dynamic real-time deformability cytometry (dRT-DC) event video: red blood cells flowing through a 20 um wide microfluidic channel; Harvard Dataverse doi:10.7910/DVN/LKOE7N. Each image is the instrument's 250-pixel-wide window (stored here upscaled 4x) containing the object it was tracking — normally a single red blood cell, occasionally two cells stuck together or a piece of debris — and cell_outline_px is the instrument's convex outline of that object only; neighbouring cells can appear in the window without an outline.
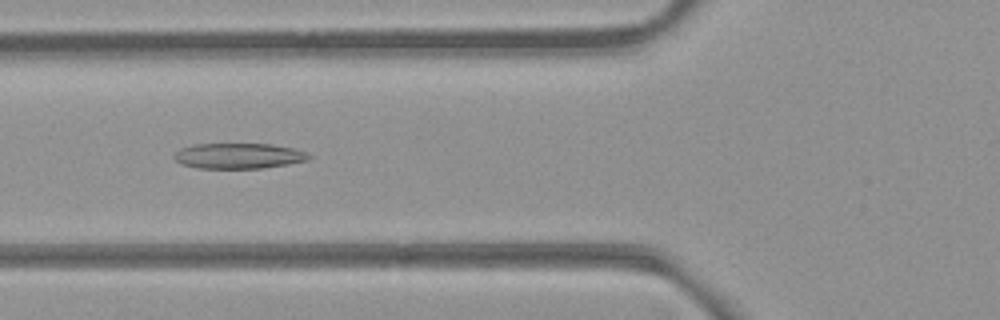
{"species": "common noctule bat (a hibernating species)", "species_latin": "Nyctalus noctula", "temperature_condition": "room temperature", "stored_images_in_passage": 36, "camera_frame_rate_fps": 3000, "um_per_image_px": 0.085, "animal": {"sex": "female", "body_mass_g": 21.9}, "frame": {"image": 1, "passage_image": 5, "time_ms": 1.333, "image_size_px": [1000, 320], "cell_outline_px": [[312, 156], [308, 160], [288, 164], [264, 168], [196, 168], [180, 164], [172, 156], [180, 148], [192, 144], [272, 144], [292, 148], [304, 152]], "centroid_in_image_um": [20.24, 13.25], "position_along_channel_um": 105.6, "area_um2": 20.06}}
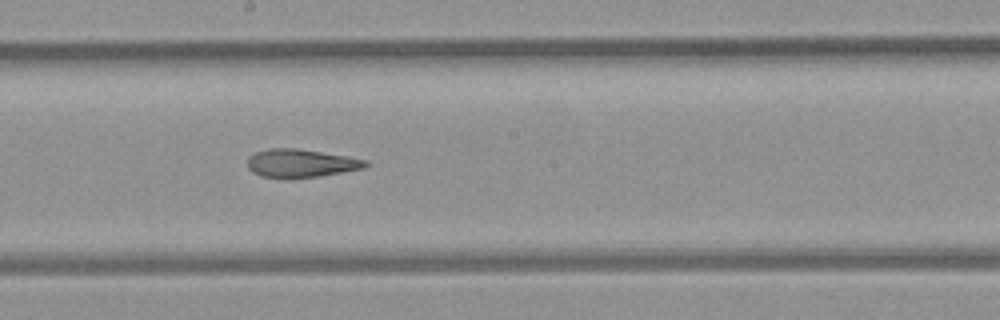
{"frame": {"image": 2, "passage_image": 14, "time_ms": 4.333, "image_size_px": [1000, 320], "cell_outline_px": [[368, 164], [364, 168], [316, 176], [260, 176], [252, 172], [248, 168], [248, 156], [256, 152], [268, 148], [296, 148], [348, 156], [368, 160]], "centroid_in_image_um": [25.57, 13.83], "position_along_channel_um": 222.6, "area_um2": 18.84}}
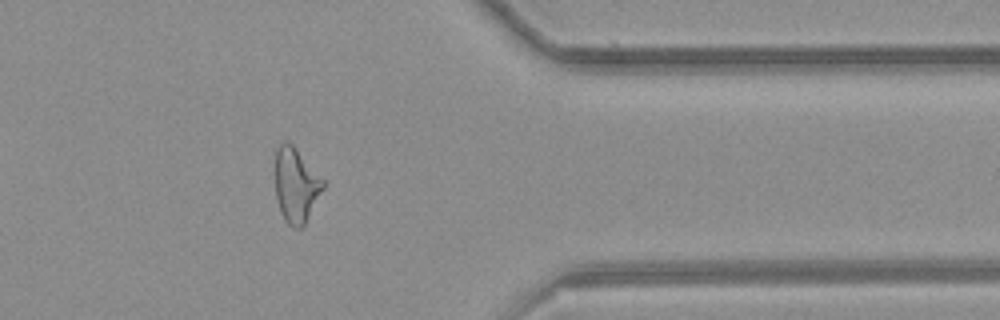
{"frame": {"image": 3, "passage_image": 28, "time_ms": 9.0, "image_size_px": [1000, 320], "cell_outline_px": [[324, 188], [304, 224], [300, 228], [296, 228], [288, 224], [284, 220], [276, 196], [276, 148], [284, 140], [288, 140], [292, 144], [324, 180]], "centroid_in_image_um": [25.15, 15.71], "position_along_channel_um": 386.2, "area_um2": 20.46}, "authors_computed_cell_mechanics": {"area_um2": 20.1144, "velocity_mm_per_s": 3.8784, "shape_relaxation_time_tau1_ms": null, "shape_relaxation_time_tau2_ms": 1.9809, "deformation_change_tau1": null, "deformation_change_tau2": 0.1108}}